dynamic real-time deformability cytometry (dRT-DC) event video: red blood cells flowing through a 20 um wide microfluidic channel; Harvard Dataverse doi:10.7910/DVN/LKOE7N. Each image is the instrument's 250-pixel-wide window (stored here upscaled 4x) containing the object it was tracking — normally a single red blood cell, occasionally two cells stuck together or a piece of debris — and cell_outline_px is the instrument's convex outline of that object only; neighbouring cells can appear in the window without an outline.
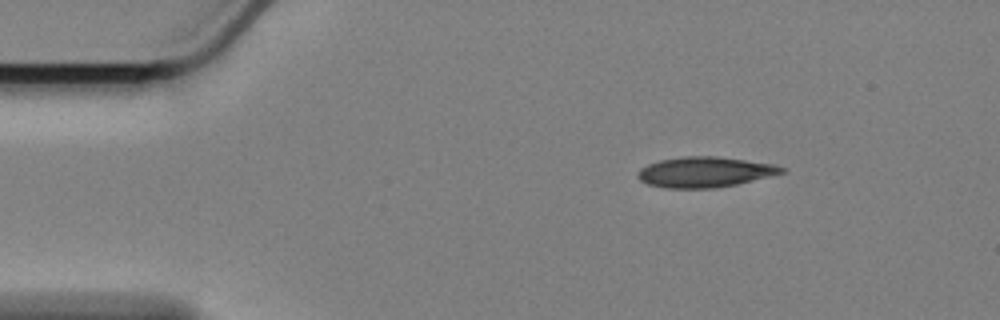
{"species": "Egyptian fruit bat (a non-hibernating species)", "species_latin": "Rousettus aegyptiacus", "temperature_condition": "cold", "stored_images_in_passage": 50, "camera_frame_rate_fps": 3000, "um_per_image_px": 0.085, "animal": {"sex": "female"}, "frame": {"image": 1, "passage_image": 1, "time_ms": 0.0, "image_size_px": [1000, 320], "cell_outline_px": [[788, 172], [736, 184], [716, 188], [664, 188], [648, 184], [640, 180], [636, 176], [640, 168], [648, 164], [660, 160], [684, 156], [716, 156], [776, 164], [788, 168]], "centroid_in_image_um": [59.95, 14.62], "position_along_channel_um": 25.0, "area_um2": 25.72}}
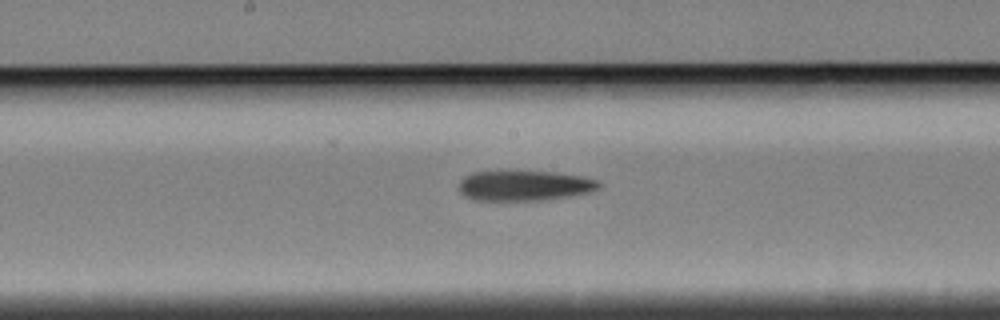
{"frame": {"image": 2, "passage_image": 22, "time_ms": 7.0, "image_size_px": [1000, 320], "cell_outline_px": [[604, 184], [600, 188], [588, 192], [568, 196], [540, 200], [472, 200], [464, 196], [460, 192], [460, 180], [464, 176], [472, 172], [516, 168], [556, 172], [584, 176], [600, 180]], "centroid_in_image_um": [44.58, 15.72], "position_along_channel_um": 203.6, "area_um2": 25.84}}
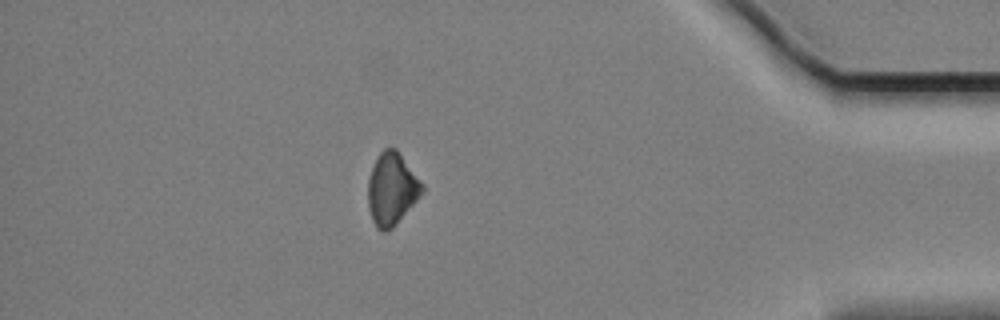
{"frame": {"image": 3, "passage_image": 43, "time_ms": 14.0, "image_size_px": [1000, 320], "cell_outline_px": [[424, 192], [396, 224], [392, 228], [384, 232], [380, 232], [376, 228], [372, 220], [368, 208], [368, 180], [376, 156], [384, 148], [396, 148], [424, 184]], "centroid_in_image_um": [33.3, 16.07], "position_along_channel_um": 401.9, "area_um2": 23.0}, "authors_computed_cell_mechanics": {"area_um2": 25.5187, "velocity_mm_per_s": 3.4135, "shape_relaxation_time_tau1_ms": 4.9513, "shape_relaxation_time_tau2_ms": null, "deformation_change_tau1": 0.1125, "deformation_change_tau2": null}}